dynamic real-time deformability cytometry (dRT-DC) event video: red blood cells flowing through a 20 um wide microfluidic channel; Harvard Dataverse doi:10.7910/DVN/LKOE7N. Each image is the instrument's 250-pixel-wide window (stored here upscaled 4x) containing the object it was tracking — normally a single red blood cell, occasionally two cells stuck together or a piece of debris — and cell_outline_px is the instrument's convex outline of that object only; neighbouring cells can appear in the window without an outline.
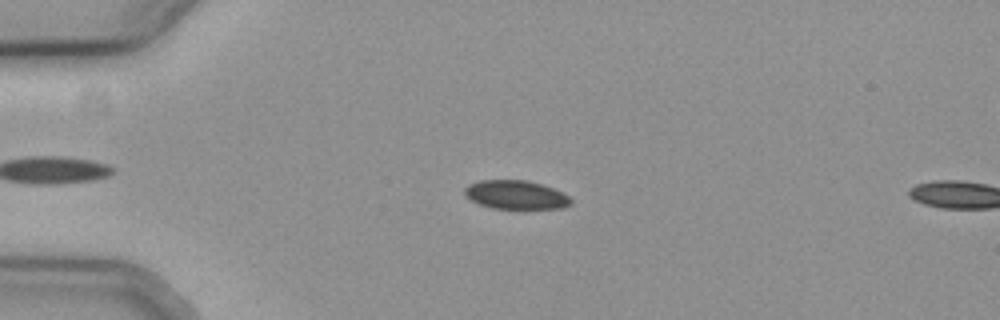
{"species": "common noctule bat (a hibernating species)", "species_latin": "Nyctalus noctula", "temperature_condition": "cold", "stored_images_in_passage": 57, "camera_frame_rate_fps": 3000, "um_per_image_px": 0.085, "animal": {"sex": "female", "body_mass_g": 19.3, "forearm_length_mm": 54.1}, "frame": {"image": 1, "passage_image": 15, "time_ms": 4.667, "image_size_px": [1000, 320], "cell_outline_px": [[572, 204], [564, 208], [492, 208], [480, 204], [464, 196], [464, 188], [468, 184], [480, 180], [528, 180], [552, 188], [568, 196], [572, 200]], "centroid_in_image_um": [43.82, 16.55], "position_along_channel_um": 41.2, "area_um2": 17.69}}
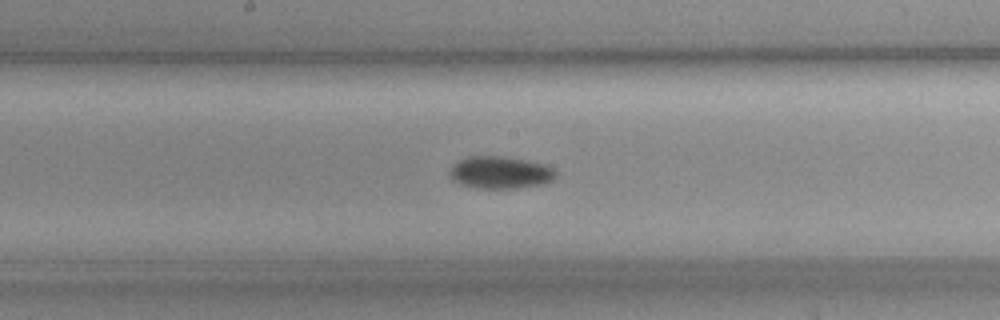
{"frame": {"image": 2, "passage_image": 31, "time_ms": 10.0, "image_size_px": [1000, 320], "cell_outline_px": [[556, 176], [552, 180], [544, 184], [516, 188], [472, 188], [460, 184], [452, 180], [448, 176], [448, 172], [460, 160], [468, 156], [500, 156], [524, 160], [544, 164], [552, 168], [556, 172]], "centroid_in_image_um": [42.5, 14.68], "position_along_channel_um": 205.7, "area_um2": 19.94}}
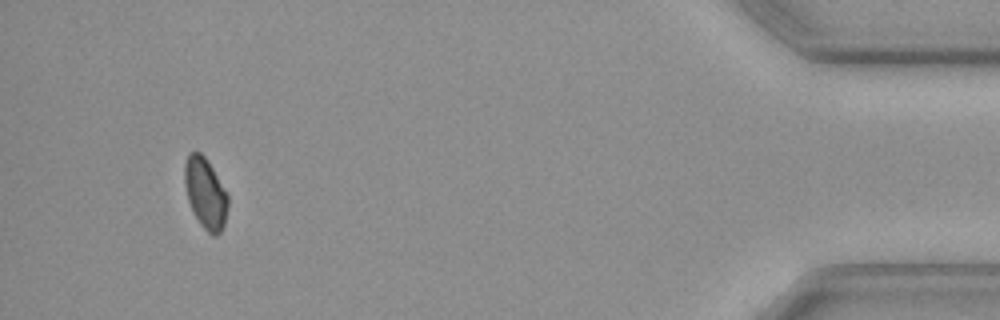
{"frame": {"image": 3, "passage_image": 54, "time_ms": 17.667, "image_size_px": [1000, 320], "cell_outline_px": [[228, 208], [224, 224], [220, 232], [216, 236], [212, 236], [200, 224], [192, 212], [188, 200], [184, 184], [184, 160], [188, 152], [200, 152], [204, 156], [212, 168], [228, 196]], "centroid_in_image_um": [17.43, 16.43], "position_along_channel_um": 417.8, "area_um2": 17.92}, "authors_computed_cell_mechanics": {"area_um2": 18.3804, "velocity_mm_per_s": 3.7065, "shape_relaxation_time_tau1_ms": 3.0175, "shape_relaxation_time_tau2_ms": null, "deformation_change_tau1": 0.0481, "deformation_change_tau2": null}}